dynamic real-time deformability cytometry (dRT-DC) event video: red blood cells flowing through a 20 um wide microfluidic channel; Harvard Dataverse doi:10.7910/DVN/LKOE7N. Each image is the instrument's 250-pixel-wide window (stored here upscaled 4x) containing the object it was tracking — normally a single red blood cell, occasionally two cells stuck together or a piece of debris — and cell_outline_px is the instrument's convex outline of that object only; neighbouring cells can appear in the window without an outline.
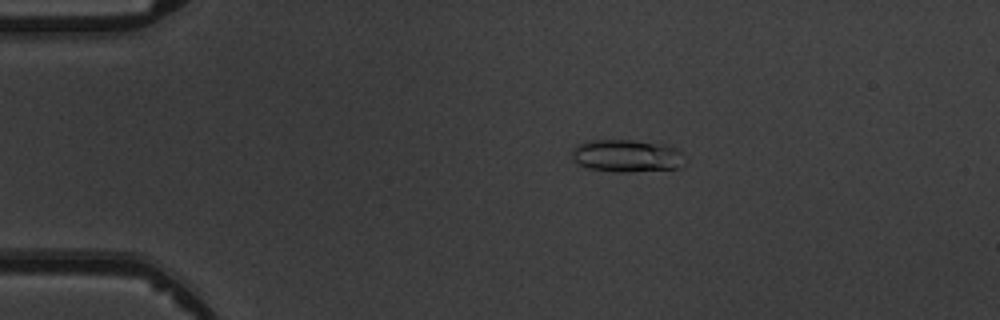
{"species": "common noctule bat (a hibernating species)", "species_latin": "Nyctalus noctula", "temperature_condition": "warm", "stored_images_in_passage": 5, "camera_frame_rate_fps": 3000, "um_per_image_px": 0.085, "animal": {"sex": "male", "body_mass_g": 19.5, "forearm_length_mm": 54.6}, "frame": {"image": 1, "passage_image": 3, "time_ms": 2.333, "image_size_px": [1000, 320], "cell_outline_px": [[684, 164], [680, 168], [628, 172], [616, 172], [588, 168], [572, 160], [572, 148], [576, 144], [584, 140], [632, 140], [668, 144], [680, 148]], "centroid_in_image_um": [53.28, 13.23], "position_along_channel_um": 31.7, "area_um2": 21.85}}